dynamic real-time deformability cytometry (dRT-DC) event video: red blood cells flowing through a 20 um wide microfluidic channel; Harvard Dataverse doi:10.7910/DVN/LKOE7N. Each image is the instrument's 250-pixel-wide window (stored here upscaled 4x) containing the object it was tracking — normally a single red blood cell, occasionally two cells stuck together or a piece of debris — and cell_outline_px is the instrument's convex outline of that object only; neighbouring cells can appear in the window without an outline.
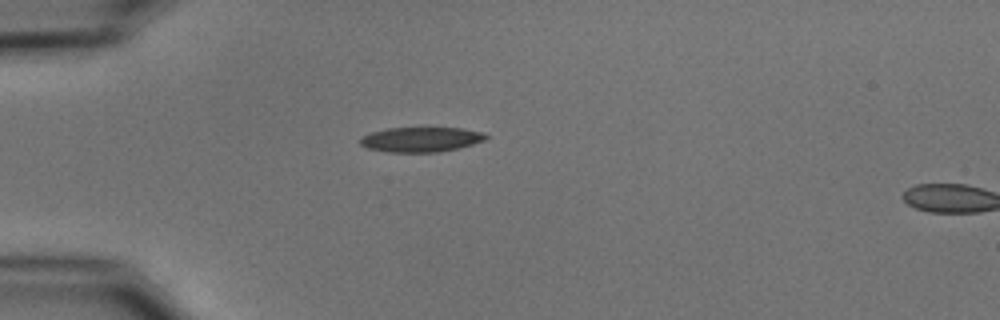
{"species": "common noctule bat (a hibernating species)", "species_latin": "Nyctalus noctula", "temperature_condition": "cold", "stored_images_in_passage": 3, "camera_frame_rate_fps": 3000, "um_per_image_px": 0.085, "animal": {"sex": "male", "body_mass_g": 15.6}, "frame": {"image": 1, "passage_image": 1, "time_ms": 0.0, "image_size_px": [1000, 320], "cell_outline_px": [[488, 136], [484, 140], [472, 144], [440, 152], [388, 152], [368, 148], [360, 144], [360, 136], [372, 132], [388, 128], [460, 128], [484, 132]], "centroid_in_image_um": [35.76, 11.85], "position_along_channel_um": 49.2, "area_um2": 18.09}}